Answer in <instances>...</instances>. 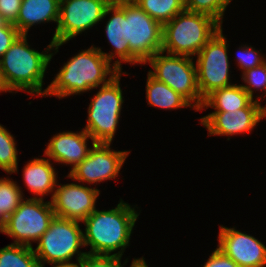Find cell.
<instances>
[{
    "label": "cell",
    "mask_w": 266,
    "mask_h": 267,
    "mask_svg": "<svg viewBox=\"0 0 266 267\" xmlns=\"http://www.w3.org/2000/svg\"><path fill=\"white\" fill-rule=\"evenodd\" d=\"M51 41L42 52L30 48L27 35L21 34L0 58V82L5 92L27 93L44 96L43 79L46 69L54 56Z\"/></svg>",
    "instance_id": "cell-1"
},
{
    "label": "cell",
    "mask_w": 266,
    "mask_h": 267,
    "mask_svg": "<svg viewBox=\"0 0 266 267\" xmlns=\"http://www.w3.org/2000/svg\"><path fill=\"white\" fill-rule=\"evenodd\" d=\"M135 209L120 199L114 209H96L83 220L84 246H90L87 253L122 257L124 250L129 246L130 236L140 214Z\"/></svg>",
    "instance_id": "cell-2"
},
{
    "label": "cell",
    "mask_w": 266,
    "mask_h": 267,
    "mask_svg": "<svg viewBox=\"0 0 266 267\" xmlns=\"http://www.w3.org/2000/svg\"><path fill=\"white\" fill-rule=\"evenodd\" d=\"M118 73L100 49L92 45L64 63L51 84L46 87L45 96L53 95L60 99L97 89Z\"/></svg>",
    "instance_id": "cell-3"
},
{
    "label": "cell",
    "mask_w": 266,
    "mask_h": 267,
    "mask_svg": "<svg viewBox=\"0 0 266 267\" xmlns=\"http://www.w3.org/2000/svg\"><path fill=\"white\" fill-rule=\"evenodd\" d=\"M221 28L212 17L184 9L163 25L161 51L195 57Z\"/></svg>",
    "instance_id": "cell-4"
},
{
    "label": "cell",
    "mask_w": 266,
    "mask_h": 267,
    "mask_svg": "<svg viewBox=\"0 0 266 267\" xmlns=\"http://www.w3.org/2000/svg\"><path fill=\"white\" fill-rule=\"evenodd\" d=\"M80 221L56 217L51 220L48 230L40 237L34 250L40 267L45 264L70 265L77 254L78 262L87 252L79 249L84 246L83 231Z\"/></svg>",
    "instance_id": "cell-5"
},
{
    "label": "cell",
    "mask_w": 266,
    "mask_h": 267,
    "mask_svg": "<svg viewBox=\"0 0 266 267\" xmlns=\"http://www.w3.org/2000/svg\"><path fill=\"white\" fill-rule=\"evenodd\" d=\"M157 52L145 63L153 68L148 73L183 96L195 111H201L204 100L197 85V68L193 57Z\"/></svg>",
    "instance_id": "cell-6"
},
{
    "label": "cell",
    "mask_w": 266,
    "mask_h": 267,
    "mask_svg": "<svg viewBox=\"0 0 266 267\" xmlns=\"http://www.w3.org/2000/svg\"><path fill=\"white\" fill-rule=\"evenodd\" d=\"M126 72H119L107 84L101 86L91 99L88 119L83 128L95 143H111L119 124L124 103L120 78Z\"/></svg>",
    "instance_id": "cell-7"
},
{
    "label": "cell",
    "mask_w": 266,
    "mask_h": 267,
    "mask_svg": "<svg viewBox=\"0 0 266 267\" xmlns=\"http://www.w3.org/2000/svg\"><path fill=\"white\" fill-rule=\"evenodd\" d=\"M55 214L51 201L24 198L19 207L6 219L2 234L14 238L13 244L33 247L48 230Z\"/></svg>",
    "instance_id": "cell-8"
},
{
    "label": "cell",
    "mask_w": 266,
    "mask_h": 267,
    "mask_svg": "<svg viewBox=\"0 0 266 267\" xmlns=\"http://www.w3.org/2000/svg\"><path fill=\"white\" fill-rule=\"evenodd\" d=\"M226 39L221 28L196 55L197 85L203 100L213 91L233 85Z\"/></svg>",
    "instance_id": "cell-9"
},
{
    "label": "cell",
    "mask_w": 266,
    "mask_h": 267,
    "mask_svg": "<svg viewBox=\"0 0 266 267\" xmlns=\"http://www.w3.org/2000/svg\"><path fill=\"white\" fill-rule=\"evenodd\" d=\"M108 6L105 0H60L59 21L51 40L54 53L67 41L103 21Z\"/></svg>",
    "instance_id": "cell-10"
},
{
    "label": "cell",
    "mask_w": 266,
    "mask_h": 267,
    "mask_svg": "<svg viewBox=\"0 0 266 267\" xmlns=\"http://www.w3.org/2000/svg\"><path fill=\"white\" fill-rule=\"evenodd\" d=\"M130 51L144 64L162 50L163 25L136 3L124 4V37Z\"/></svg>",
    "instance_id": "cell-11"
},
{
    "label": "cell",
    "mask_w": 266,
    "mask_h": 267,
    "mask_svg": "<svg viewBox=\"0 0 266 267\" xmlns=\"http://www.w3.org/2000/svg\"><path fill=\"white\" fill-rule=\"evenodd\" d=\"M111 144L92 143L87 158L70 170L67 177L90 185L118 177L130 151H114Z\"/></svg>",
    "instance_id": "cell-12"
},
{
    "label": "cell",
    "mask_w": 266,
    "mask_h": 267,
    "mask_svg": "<svg viewBox=\"0 0 266 267\" xmlns=\"http://www.w3.org/2000/svg\"><path fill=\"white\" fill-rule=\"evenodd\" d=\"M245 108L229 112H212L200 118L201 125L207 128L209 135L234 136L251 132L266 118V106H261L260 97L256 96Z\"/></svg>",
    "instance_id": "cell-13"
},
{
    "label": "cell",
    "mask_w": 266,
    "mask_h": 267,
    "mask_svg": "<svg viewBox=\"0 0 266 267\" xmlns=\"http://www.w3.org/2000/svg\"><path fill=\"white\" fill-rule=\"evenodd\" d=\"M99 194V189L84 184H57L51 200L54 214L56 217L82 222L96 210Z\"/></svg>",
    "instance_id": "cell-14"
},
{
    "label": "cell",
    "mask_w": 266,
    "mask_h": 267,
    "mask_svg": "<svg viewBox=\"0 0 266 267\" xmlns=\"http://www.w3.org/2000/svg\"><path fill=\"white\" fill-rule=\"evenodd\" d=\"M217 248L240 267H266V246L252 235L220 225Z\"/></svg>",
    "instance_id": "cell-15"
},
{
    "label": "cell",
    "mask_w": 266,
    "mask_h": 267,
    "mask_svg": "<svg viewBox=\"0 0 266 267\" xmlns=\"http://www.w3.org/2000/svg\"><path fill=\"white\" fill-rule=\"evenodd\" d=\"M88 139L95 143L84 129L80 132H59L49 140L44 155L56 163L70 165L72 170L87 158L91 149L87 145Z\"/></svg>",
    "instance_id": "cell-16"
},
{
    "label": "cell",
    "mask_w": 266,
    "mask_h": 267,
    "mask_svg": "<svg viewBox=\"0 0 266 267\" xmlns=\"http://www.w3.org/2000/svg\"><path fill=\"white\" fill-rule=\"evenodd\" d=\"M112 13L111 17L108 18L105 26V33L108 42L112 45L114 51L111 50L110 53H105L100 49L101 53L108 59L111 63L114 58H118L114 61L113 66L122 72V62L133 64L143 63L130 51L129 41L125 40L124 37V4L120 5H109L104 16L106 17Z\"/></svg>",
    "instance_id": "cell-17"
},
{
    "label": "cell",
    "mask_w": 266,
    "mask_h": 267,
    "mask_svg": "<svg viewBox=\"0 0 266 267\" xmlns=\"http://www.w3.org/2000/svg\"><path fill=\"white\" fill-rule=\"evenodd\" d=\"M53 163L49 158H34L29 161L23 168V180L28 190L35 196L30 198L44 199L43 196H48L52 193L53 198L57 186V173L52 166Z\"/></svg>",
    "instance_id": "cell-18"
},
{
    "label": "cell",
    "mask_w": 266,
    "mask_h": 267,
    "mask_svg": "<svg viewBox=\"0 0 266 267\" xmlns=\"http://www.w3.org/2000/svg\"><path fill=\"white\" fill-rule=\"evenodd\" d=\"M60 0H22L17 21L13 24L21 34L28 35L33 25L59 21Z\"/></svg>",
    "instance_id": "cell-19"
},
{
    "label": "cell",
    "mask_w": 266,
    "mask_h": 267,
    "mask_svg": "<svg viewBox=\"0 0 266 267\" xmlns=\"http://www.w3.org/2000/svg\"><path fill=\"white\" fill-rule=\"evenodd\" d=\"M253 99L240 85L234 84L220 88L209 94L203 102L202 109L214 108V112H229L245 108Z\"/></svg>",
    "instance_id": "cell-20"
},
{
    "label": "cell",
    "mask_w": 266,
    "mask_h": 267,
    "mask_svg": "<svg viewBox=\"0 0 266 267\" xmlns=\"http://www.w3.org/2000/svg\"><path fill=\"white\" fill-rule=\"evenodd\" d=\"M146 99L148 105L159 107V109L193 108L183 96L167 84L153 78L149 73L147 74L146 82Z\"/></svg>",
    "instance_id": "cell-21"
},
{
    "label": "cell",
    "mask_w": 266,
    "mask_h": 267,
    "mask_svg": "<svg viewBox=\"0 0 266 267\" xmlns=\"http://www.w3.org/2000/svg\"><path fill=\"white\" fill-rule=\"evenodd\" d=\"M135 3L162 25L185 9V0H136Z\"/></svg>",
    "instance_id": "cell-22"
},
{
    "label": "cell",
    "mask_w": 266,
    "mask_h": 267,
    "mask_svg": "<svg viewBox=\"0 0 266 267\" xmlns=\"http://www.w3.org/2000/svg\"><path fill=\"white\" fill-rule=\"evenodd\" d=\"M0 267H40L33 247L9 244L0 249Z\"/></svg>",
    "instance_id": "cell-23"
},
{
    "label": "cell",
    "mask_w": 266,
    "mask_h": 267,
    "mask_svg": "<svg viewBox=\"0 0 266 267\" xmlns=\"http://www.w3.org/2000/svg\"><path fill=\"white\" fill-rule=\"evenodd\" d=\"M21 187L12 179L0 178V212L7 219L24 199Z\"/></svg>",
    "instance_id": "cell-24"
},
{
    "label": "cell",
    "mask_w": 266,
    "mask_h": 267,
    "mask_svg": "<svg viewBox=\"0 0 266 267\" xmlns=\"http://www.w3.org/2000/svg\"><path fill=\"white\" fill-rule=\"evenodd\" d=\"M17 155L15 138L0 124V169L8 174L18 173Z\"/></svg>",
    "instance_id": "cell-25"
},
{
    "label": "cell",
    "mask_w": 266,
    "mask_h": 267,
    "mask_svg": "<svg viewBox=\"0 0 266 267\" xmlns=\"http://www.w3.org/2000/svg\"><path fill=\"white\" fill-rule=\"evenodd\" d=\"M231 1L232 0H185V9L208 15L222 26L224 12Z\"/></svg>",
    "instance_id": "cell-26"
},
{
    "label": "cell",
    "mask_w": 266,
    "mask_h": 267,
    "mask_svg": "<svg viewBox=\"0 0 266 267\" xmlns=\"http://www.w3.org/2000/svg\"><path fill=\"white\" fill-rule=\"evenodd\" d=\"M242 80L246 85L241 86L247 91L249 96L254 100V89L265 91L266 96V61L261 65L248 69L242 73ZM266 106V105H265Z\"/></svg>",
    "instance_id": "cell-27"
},
{
    "label": "cell",
    "mask_w": 266,
    "mask_h": 267,
    "mask_svg": "<svg viewBox=\"0 0 266 267\" xmlns=\"http://www.w3.org/2000/svg\"><path fill=\"white\" fill-rule=\"evenodd\" d=\"M120 256L115 255H96L87 253L78 262L79 267H124L127 260L121 265Z\"/></svg>",
    "instance_id": "cell-28"
},
{
    "label": "cell",
    "mask_w": 266,
    "mask_h": 267,
    "mask_svg": "<svg viewBox=\"0 0 266 267\" xmlns=\"http://www.w3.org/2000/svg\"><path fill=\"white\" fill-rule=\"evenodd\" d=\"M240 50L237 52L238 67L242 69V73L248 69H252L264 63L265 57L260 54L259 51L255 50L252 46L243 45L239 47Z\"/></svg>",
    "instance_id": "cell-29"
},
{
    "label": "cell",
    "mask_w": 266,
    "mask_h": 267,
    "mask_svg": "<svg viewBox=\"0 0 266 267\" xmlns=\"http://www.w3.org/2000/svg\"><path fill=\"white\" fill-rule=\"evenodd\" d=\"M21 35L19 30L11 23L0 25V58Z\"/></svg>",
    "instance_id": "cell-30"
},
{
    "label": "cell",
    "mask_w": 266,
    "mask_h": 267,
    "mask_svg": "<svg viewBox=\"0 0 266 267\" xmlns=\"http://www.w3.org/2000/svg\"><path fill=\"white\" fill-rule=\"evenodd\" d=\"M22 0H0V16L7 22L14 24L17 21Z\"/></svg>",
    "instance_id": "cell-31"
},
{
    "label": "cell",
    "mask_w": 266,
    "mask_h": 267,
    "mask_svg": "<svg viewBox=\"0 0 266 267\" xmlns=\"http://www.w3.org/2000/svg\"><path fill=\"white\" fill-rule=\"evenodd\" d=\"M202 267H240L221 250L216 248Z\"/></svg>",
    "instance_id": "cell-32"
},
{
    "label": "cell",
    "mask_w": 266,
    "mask_h": 267,
    "mask_svg": "<svg viewBox=\"0 0 266 267\" xmlns=\"http://www.w3.org/2000/svg\"><path fill=\"white\" fill-rule=\"evenodd\" d=\"M130 267H148L144 257L141 258H134Z\"/></svg>",
    "instance_id": "cell-33"
},
{
    "label": "cell",
    "mask_w": 266,
    "mask_h": 267,
    "mask_svg": "<svg viewBox=\"0 0 266 267\" xmlns=\"http://www.w3.org/2000/svg\"><path fill=\"white\" fill-rule=\"evenodd\" d=\"M109 5H120L127 3H135L136 0H105Z\"/></svg>",
    "instance_id": "cell-34"
},
{
    "label": "cell",
    "mask_w": 266,
    "mask_h": 267,
    "mask_svg": "<svg viewBox=\"0 0 266 267\" xmlns=\"http://www.w3.org/2000/svg\"><path fill=\"white\" fill-rule=\"evenodd\" d=\"M5 223H6V219L3 217L2 213L0 212V233H2Z\"/></svg>",
    "instance_id": "cell-35"
},
{
    "label": "cell",
    "mask_w": 266,
    "mask_h": 267,
    "mask_svg": "<svg viewBox=\"0 0 266 267\" xmlns=\"http://www.w3.org/2000/svg\"><path fill=\"white\" fill-rule=\"evenodd\" d=\"M52 267H79L77 263L70 265H54Z\"/></svg>",
    "instance_id": "cell-36"
},
{
    "label": "cell",
    "mask_w": 266,
    "mask_h": 267,
    "mask_svg": "<svg viewBox=\"0 0 266 267\" xmlns=\"http://www.w3.org/2000/svg\"><path fill=\"white\" fill-rule=\"evenodd\" d=\"M1 92H5V91H4V89H3L2 85H1V82H0V93Z\"/></svg>",
    "instance_id": "cell-37"
},
{
    "label": "cell",
    "mask_w": 266,
    "mask_h": 267,
    "mask_svg": "<svg viewBox=\"0 0 266 267\" xmlns=\"http://www.w3.org/2000/svg\"><path fill=\"white\" fill-rule=\"evenodd\" d=\"M5 21L2 19V17L0 16V25H2Z\"/></svg>",
    "instance_id": "cell-38"
}]
</instances>
